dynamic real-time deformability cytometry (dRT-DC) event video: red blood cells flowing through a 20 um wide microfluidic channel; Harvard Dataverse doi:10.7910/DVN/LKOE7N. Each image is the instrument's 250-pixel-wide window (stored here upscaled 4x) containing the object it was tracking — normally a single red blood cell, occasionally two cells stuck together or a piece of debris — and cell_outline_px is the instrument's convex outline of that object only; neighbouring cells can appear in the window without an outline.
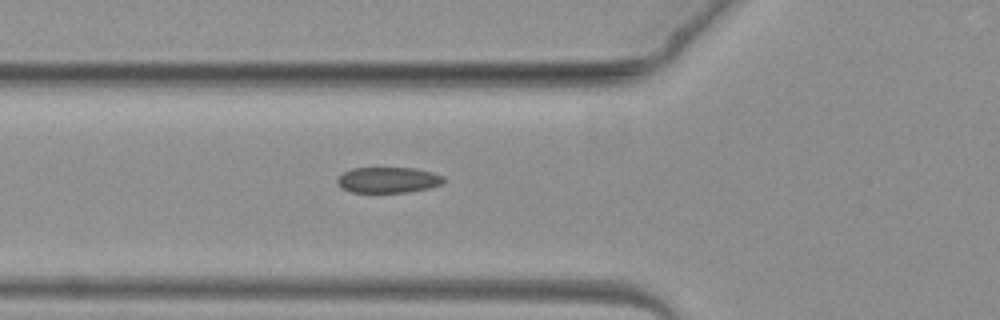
{"species": "common noctule bat (a hibernating species)", "species_latin": "Nyctalus noctula", "temperature_condition": "warm", "stored_images_in_passage": 4, "camera_frame_rate_fps": 3000, "um_per_image_px": 0.085, "animal": {"sex": "female", "body_mass_g": 19.3, "forearm_length_mm": 54.1}, "frame": {"image": 1, "passage_image": 3, "time_ms": 2.667, "image_size_px": [1000, 320], "cell_outline_px": [[280, 300], [164, 300], [144, 296], [160, 288], [244, 288], [280, 296]], "centroid_in_image_um": [17.92, 25.02], "position_along_channel_um": 107.9, "area_um2": 10.0}}
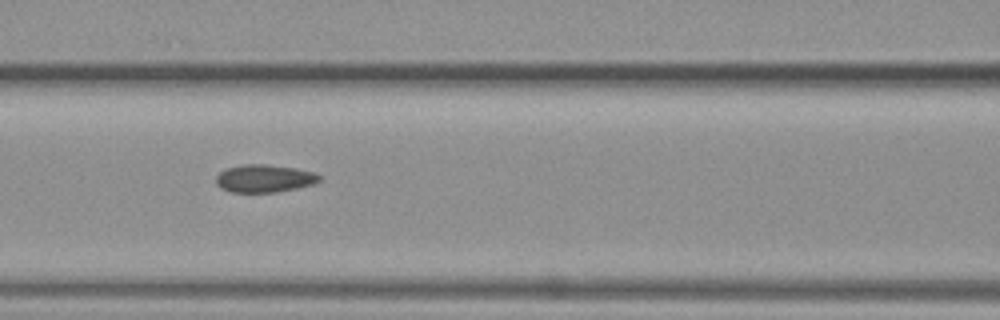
{"frame": {"image": 2, "passage_image": 4, "time_ms": 3.667, "image_size_px": [1000, 320], "cell_outline_px": [[320, 180], [312, 184], [296, 188], [276, 192], [228, 192], [220, 188], [216, 184], [216, 176], [220, 172], [228, 168], [244, 164], [264, 164], [296, 168], [312, 172], [320, 176]], "centroid_in_image_um": [22.42, 15.17], "position_along_channel_um": 144.2, "area_um2": 16.59}}